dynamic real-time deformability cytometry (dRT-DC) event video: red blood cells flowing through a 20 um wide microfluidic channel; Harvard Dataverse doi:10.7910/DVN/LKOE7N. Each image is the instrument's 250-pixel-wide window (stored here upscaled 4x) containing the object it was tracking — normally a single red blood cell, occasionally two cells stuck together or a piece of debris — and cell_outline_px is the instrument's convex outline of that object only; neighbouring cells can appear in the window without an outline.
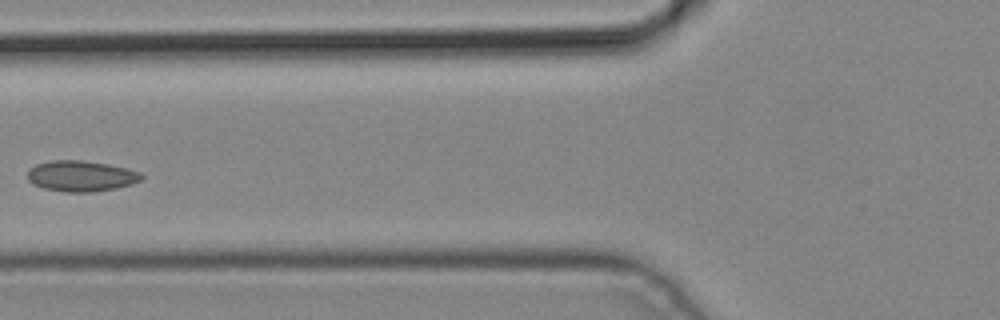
{"species": "common noctule bat (a hibernating species)", "species_latin": "Nyctalus noctula", "temperature_condition": "cold", "stored_images_in_passage": 3, "camera_frame_rate_fps": 3000, "um_per_image_px": 0.085, "animal": {"sex": "male", "body_mass_g": 19.2, "forearm_length_mm": 51.8}, "frame": {"image": 1, "passage_image": 3, "time_ms": 0.667, "image_size_px": [1000, 320], "cell_outline_px": [[144, 176], [140, 180], [132, 184], [116, 188], [92, 192], [64, 192], [44, 188], [32, 184], [28, 180], [28, 172], [36, 164], [52, 160], [80, 160], [108, 164], [140, 172]], "centroid_in_image_um": [6.88, 14.97], "position_along_channel_um": 118.9, "area_um2": 20.35}}